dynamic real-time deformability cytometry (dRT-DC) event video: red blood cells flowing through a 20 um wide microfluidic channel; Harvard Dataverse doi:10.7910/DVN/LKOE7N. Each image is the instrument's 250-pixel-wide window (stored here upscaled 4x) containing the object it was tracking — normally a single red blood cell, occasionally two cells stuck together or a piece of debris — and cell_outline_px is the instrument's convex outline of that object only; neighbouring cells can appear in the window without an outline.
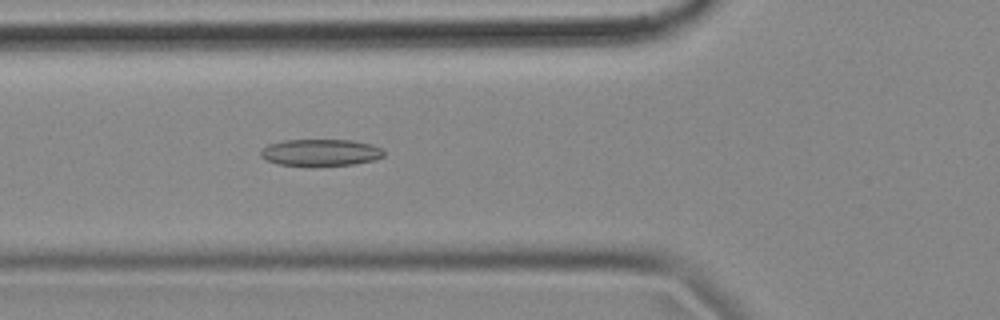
{"species": "common noctule bat (a hibernating species)", "species_latin": "Nyctalus noctula", "temperature_condition": "cold", "stored_images_in_passage": 56, "camera_frame_rate_fps": 3000, "um_per_image_px": 0.085, "animal": {"sex": "female", "body_mass_g": 18.4}, "frame": {"image": 1, "passage_image": 20, "time_ms": 6.333, "image_size_px": [1000, 320], "cell_outline_px": [[384, 156], [376, 160], [356, 164], [312, 168], [280, 164], [268, 160], [260, 156], [260, 152], [268, 144], [284, 140], [352, 140], [372, 144], [384, 148]], "centroid_in_image_um": [27.31, 12.99], "position_along_channel_um": 98.5, "area_um2": 19.94}}
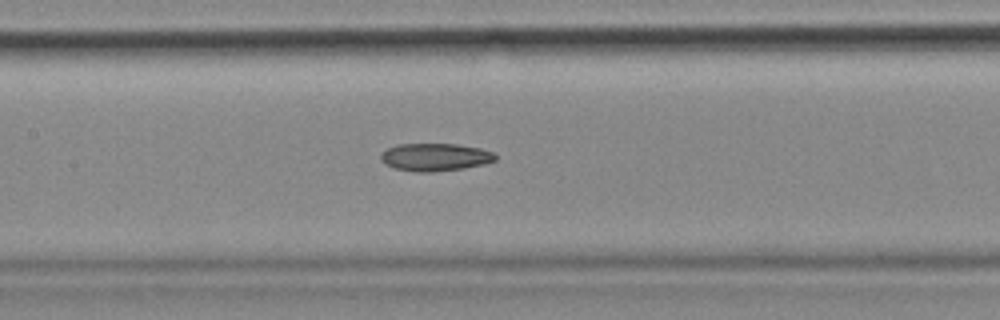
{"frame": {"image": 2, "passage_image": 26, "time_ms": 8.333, "image_size_px": [1000, 320], "cell_outline_px": [[496, 160], [484, 164], [464, 168], [432, 172], [416, 172], [396, 168], [384, 164], [380, 160], [380, 152], [396, 144], [456, 144], [480, 148], [496, 152]], "centroid_in_image_um": [36.98, 13.35], "position_along_channel_um": 170.4, "area_um2": 18.67}}
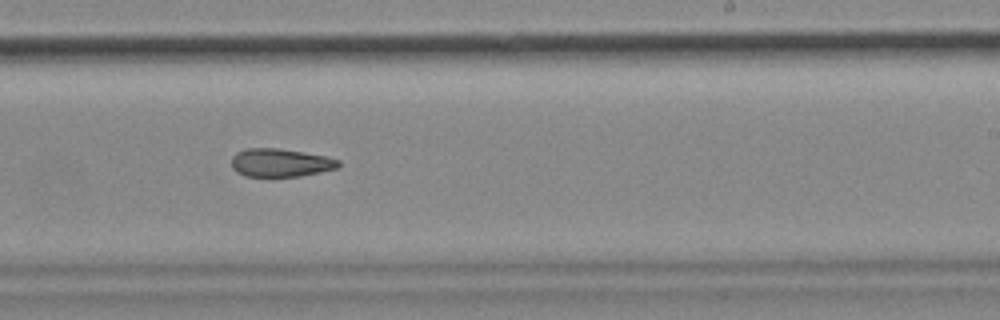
{"frame": {"image": 3, "passage_image": 34, "time_ms": 11.0, "image_size_px": [1000, 320], "cell_outline_px": [[340, 168], [300, 176], [244, 176], [236, 172], [232, 168], [232, 156], [236, 152], [248, 148], [280, 148], [328, 156], [340, 160]], "centroid_in_image_um": [23.86, 13.82], "position_along_channel_um": 265.1, "area_um2": 17.8}}